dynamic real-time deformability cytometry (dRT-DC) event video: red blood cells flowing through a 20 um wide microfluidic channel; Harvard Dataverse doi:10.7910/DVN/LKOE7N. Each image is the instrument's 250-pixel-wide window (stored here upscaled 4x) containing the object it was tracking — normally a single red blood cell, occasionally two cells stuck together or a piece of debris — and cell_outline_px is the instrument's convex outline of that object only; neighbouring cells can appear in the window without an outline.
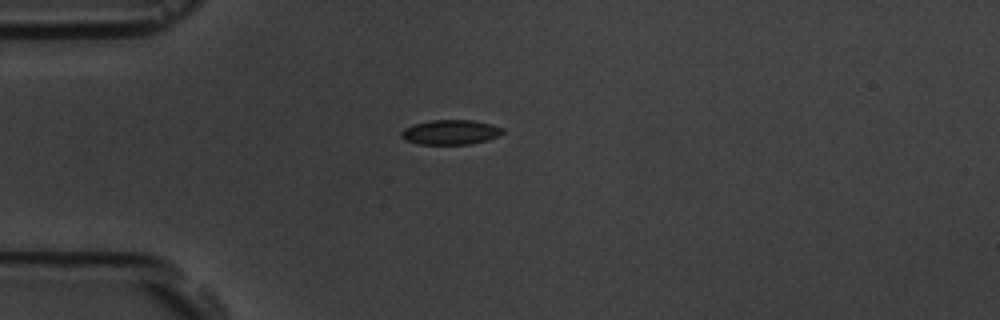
{"species": "common noctule bat (a hibernating species)", "species_latin": "Nyctalus noctula", "temperature_condition": "room temperature", "stored_images_in_passage": 8, "camera_frame_rate_fps": 3000, "um_per_image_px": 0.085, "animal": {"sex": "male", "body_mass_g": 19.5, "forearm_length_mm": 54.6}, "frame": {"image": 1, "passage_image": 1, "time_ms": 0.0, "image_size_px": [1000, 320], "cell_outline_px": [[504, 132], [488, 140], [472, 144], [420, 144], [404, 140], [400, 136], [400, 132], [404, 128], [412, 124], [432, 120], [472, 120], [504, 128]], "centroid_in_image_um": [38.25, 11.24], "position_along_channel_um": 46.7, "area_um2": 14.62}}
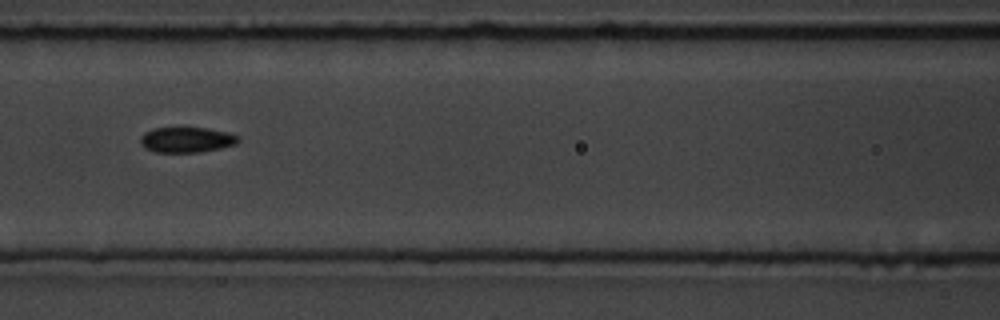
{"frame": {"image": 2, "passage_image": 4, "time_ms": 3.333, "image_size_px": [1000, 320], "cell_outline_px": [[240, 140], [236, 144], [220, 148], [200, 152], [156, 152], [144, 148], [140, 144], [140, 136], [144, 132], [152, 128], [180, 124], [208, 128], [228, 132], [240, 136]], "centroid_in_image_um": [15.83, 11.82], "position_along_channel_um": 150.8, "area_um2": 15.43}}
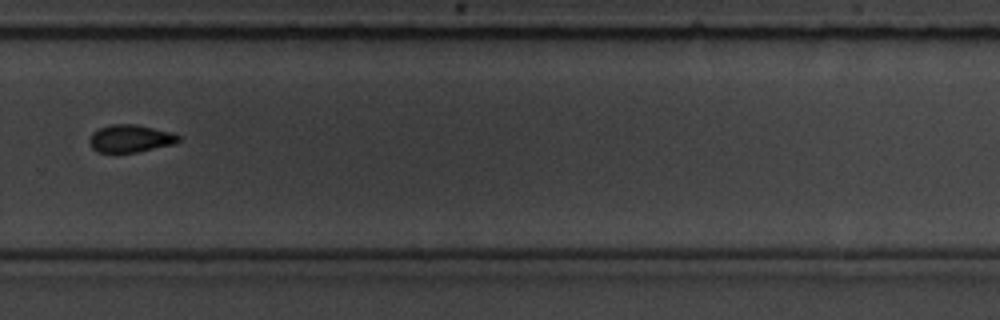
{"frame": {"image": 3, "passage_image": 8, "time_ms": 8.0, "image_size_px": [1000, 320], "cell_outline_px": [[180, 140], [172, 144], [136, 152], [96, 152], [92, 148], [88, 140], [92, 132], [100, 128], [112, 124], [136, 124], [172, 132], [180, 136]], "centroid_in_image_um": [11.05, 11.76], "position_along_channel_um": 318.7, "area_um2": 14.22}}